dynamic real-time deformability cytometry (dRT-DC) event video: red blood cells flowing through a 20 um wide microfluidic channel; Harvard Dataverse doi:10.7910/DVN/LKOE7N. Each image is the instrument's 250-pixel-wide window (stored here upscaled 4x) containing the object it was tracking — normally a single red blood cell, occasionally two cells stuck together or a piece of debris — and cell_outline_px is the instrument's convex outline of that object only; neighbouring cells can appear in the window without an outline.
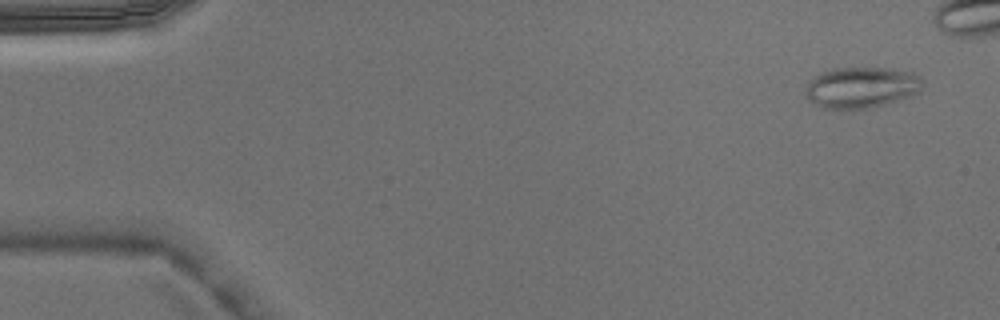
{"species": "Egyptian fruit bat (a non-hibernating species)", "species_latin": "Rousettus aegyptiacus", "temperature_condition": "warm", "stored_images_in_passage": 4, "camera_frame_rate_fps": 3000, "um_per_image_px": 0.085, "animal": {"sex": "male"}, "frame": {"image": 1, "passage_image": 1, "time_ms": 0.0, "image_size_px": [1000, 320], "cell_outline_px": [[924, 80], [920, 92], [912, 96], [872, 108], [824, 108], [808, 100], [804, 96], [804, 92], [808, 80], [832, 68], [892, 68], [912, 72], [920, 76]], "centroid_in_image_um": [73.24, 7.42], "position_along_channel_um": 11.8, "area_um2": 28.26}}